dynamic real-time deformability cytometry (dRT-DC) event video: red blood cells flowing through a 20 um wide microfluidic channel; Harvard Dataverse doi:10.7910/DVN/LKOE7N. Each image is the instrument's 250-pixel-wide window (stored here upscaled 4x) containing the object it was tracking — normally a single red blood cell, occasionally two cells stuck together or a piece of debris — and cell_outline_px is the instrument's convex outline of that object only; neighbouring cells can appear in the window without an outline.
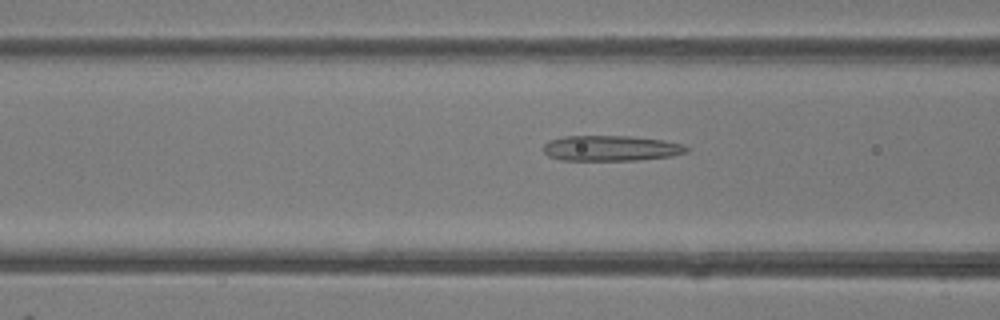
{"species": "common noctule bat (a hibernating species)", "species_latin": "Nyctalus noctula", "temperature_condition": "room temperature", "stored_images_in_passage": 38, "camera_frame_rate_fps": 3000, "um_per_image_px": 0.085, "animal": {"sex": "female"}, "frame": {"image": 1, "passage_image": 8, "time_ms": 2.333, "image_size_px": [1000, 320], "cell_outline_px": [[688, 152], [672, 156], [636, 160], [560, 160], [548, 156], [544, 152], [544, 144], [548, 140], [564, 136], [628, 136], [664, 140], [684, 144], [688, 148]], "centroid_in_image_um": [51.93, 12.6], "position_along_channel_um": 114.7, "area_um2": 21.33}}
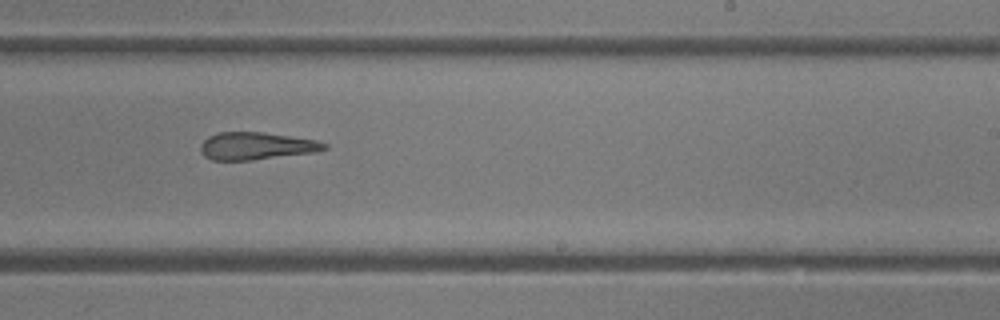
{"frame": {"image": 2, "passage_image": 19, "time_ms": 6.0, "image_size_px": [1000, 320], "cell_outline_px": [[328, 148], [312, 152], [252, 160], [212, 160], [204, 156], [200, 152], [200, 144], [208, 136], [220, 132], [264, 132], [316, 140], [328, 144]], "centroid_in_image_um": [21.74, 12.4], "position_along_channel_um": 267.3, "area_um2": 19.71}}
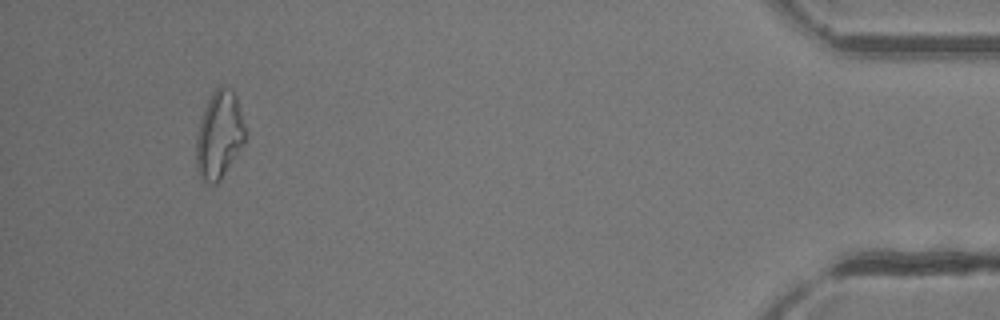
{"frame": {"image": 3, "passage_image": 35, "time_ms": 11.333, "image_size_px": [1000, 320], "cell_outline_px": [[244, 144], [220, 180], [216, 184], [208, 184], [200, 180], [196, 168], [196, 136], [200, 120], [204, 108], [212, 92], [220, 84], [232, 92], [236, 96], [244, 128]], "centroid_in_image_um": [18.59, 11.52], "position_along_channel_um": 416.6, "area_um2": 24.85}, "authors_computed_cell_mechanics": {"area_um2": 21.4438, "velocity_mm_per_s": 4.1645, "shape_relaxation_time_tau1_ms": null, "shape_relaxation_time_tau2_ms": 3.7861, "deformation_change_tau1": null, "deformation_change_tau2": 0.1567}}